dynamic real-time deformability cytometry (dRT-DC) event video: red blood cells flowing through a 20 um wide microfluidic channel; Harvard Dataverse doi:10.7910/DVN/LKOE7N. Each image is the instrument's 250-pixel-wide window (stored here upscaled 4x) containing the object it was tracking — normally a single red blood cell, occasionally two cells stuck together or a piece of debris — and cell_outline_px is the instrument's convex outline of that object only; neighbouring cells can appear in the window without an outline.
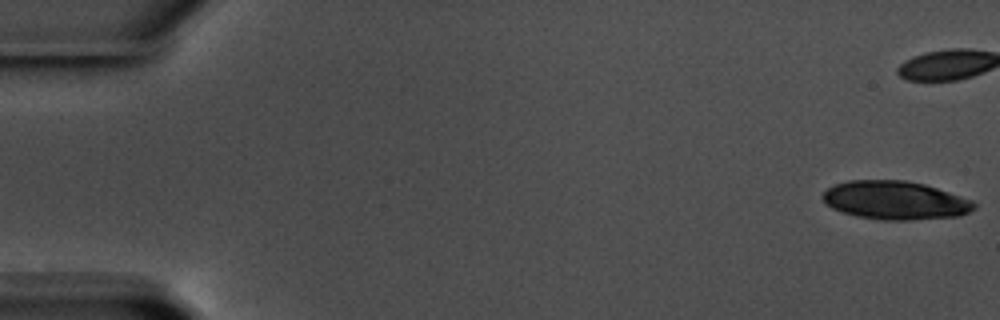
{"species": "common noctule bat (a hibernating species)", "species_latin": "Nyctalus noctula", "temperature_condition": "warm", "stored_images_in_passage": 22, "camera_frame_rate_fps": 3000, "um_per_image_px": 0.085, "animal": {"sex": "male", "body_mass_g": 17.5, "forearm_length_mm": 52.3}, "frame": {"image": 1, "passage_image": 1, "time_ms": 0.0, "image_size_px": [1000, 320], "cell_outline_px": [[976, 208], [960, 216], [908, 220], [880, 220], [856, 216], [832, 208], [820, 196], [828, 188], [836, 184], [848, 180], [904, 180], [924, 184], [972, 200], [976, 204]], "centroid_in_image_um": [76.09, 17.03], "position_along_channel_um": 8.9, "area_um2": 33.81}}